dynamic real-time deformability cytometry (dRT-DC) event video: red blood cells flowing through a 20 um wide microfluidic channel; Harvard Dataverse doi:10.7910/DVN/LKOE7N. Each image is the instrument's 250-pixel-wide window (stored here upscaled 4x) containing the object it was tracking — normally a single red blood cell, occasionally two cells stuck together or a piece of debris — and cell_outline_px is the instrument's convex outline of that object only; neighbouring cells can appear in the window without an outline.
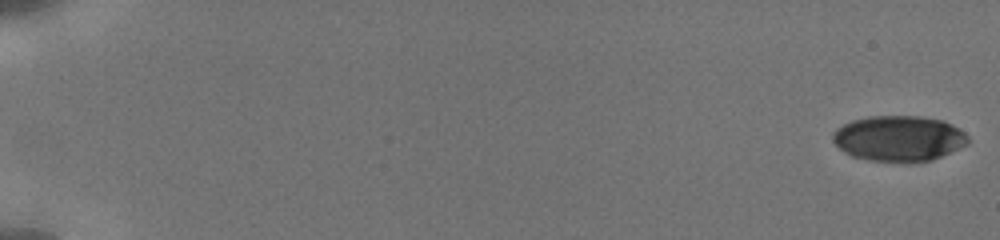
{"species": "human", "species_latin": "Homo sapiens", "temperature_condition": "cold", "stored_images_in_passage": 58, "camera_frame_rate_fps": 3000, "um_per_image_px": 0.085, "donor": {"sex": "male"}, "frame": {"image": 1, "passage_image": 1, "time_ms": 0.0, "image_size_px": [1000, 240], "cell_outline_px": [[968, 144], [932, 160], [912, 164], [904, 164], [868, 160], [852, 156], [844, 152], [832, 140], [832, 132], [836, 128], [852, 120], [868, 116], [920, 116], [944, 120], [952, 124], [964, 132], [968, 136]], "centroid_in_image_um": [76.4, 11.79], "position_along_channel_um": 8.6, "area_um2": 36.59}}
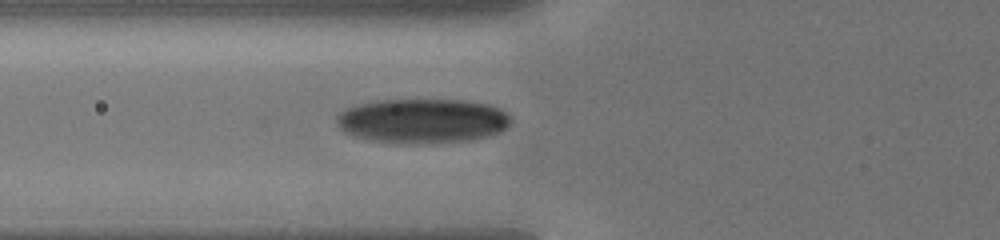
{"frame": {"image": 2, "passage_image": 34, "time_ms": 7.333, "image_size_px": [1000, 240], "cell_outline_px": [[512, 120], [500, 132], [488, 136], [468, 140], [376, 140], [356, 136], [344, 132], [340, 128], [336, 120], [336, 116], [344, 108], [356, 104], [376, 100], [464, 100], [488, 104], [500, 108], [508, 112], [512, 116]], "centroid_in_image_um": [35.93, 10.2], "position_along_channel_um": 89.9, "area_um2": 43.93}}
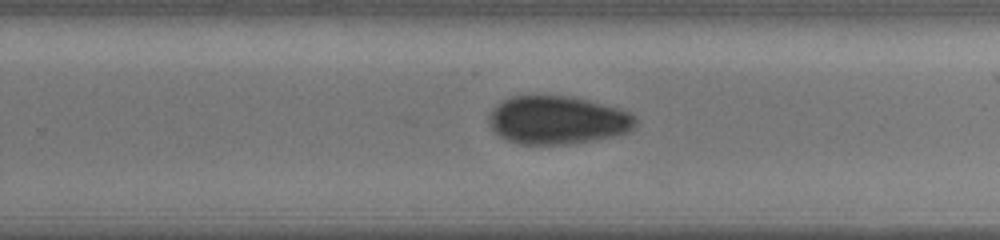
{"frame": {"image": 3, "passage_image": 57, "time_ms": 12.333, "image_size_px": [1000, 240], "cell_outline_px": [[636, 128], [628, 132], [612, 136], [572, 144], [520, 144], [504, 140], [488, 124], [488, 116], [496, 104], [512, 96], [572, 96], [620, 108], [636, 116]], "centroid_in_image_um": [47.39, 10.21], "position_along_channel_um": 282.4, "area_um2": 41.38}}